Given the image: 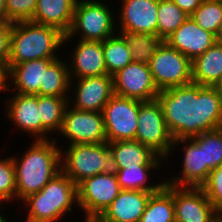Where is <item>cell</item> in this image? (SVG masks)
I'll return each mask as SVG.
<instances>
[{
  "label": "cell",
  "mask_w": 222,
  "mask_h": 222,
  "mask_svg": "<svg viewBox=\"0 0 222 222\" xmlns=\"http://www.w3.org/2000/svg\"><path fill=\"white\" fill-rule=\"evenodd\" d=\"M216 41L222 44V22L220 23L218 32L216 34Z\"/></svg>",
  "instance_id": "ee69618b"
},
{
  "label": "cell",
  "mask_w": 222,
  "mask_h": 222,
  "mask_svg": "<svg viewBox=\"0 0 222 222\" xmlns=\"http://www.w3.org/2000/svg\"><path fill=\"white\" fill-rule=\"evenodd\" d=\"M178 149V150H177ZM180 152L181 162L179 166L182 169L180 171L171 173L169 179H164L165 183L170 184L174 187H194L201 188L202 185L207 181V178L211 170L204 164L203 148L199 147L191 138H179L173 140L170 156L165 160L166 164L170 161L171 157L175 153L173 151ZM171 157V158H170ZM171 159V160H170Z\"/></svg>",
  "instance_id": "30bf717a"
},
{
  "label": "cell",
  "mask_w": 222,
  "mask_h": 222,
  "mask_svg": "<svg viewBox=\"0 0 222 222\" xmlns=\"http://www.w3.org/2000/svg\"><path fill=\"white\" fill-rule=\"evenodd\" d=\"M188 17L172 0H159L158 36L165 41Z\"/></svg>",
  "instance_id": "4dcf8cb0"
},
{
  "label": "cell",
  "mask_w": 222,
  "mask_h": 222,
  "mask_svg": "<svg viewBox=\"0 0 222 222\" xmlns=\"http://www.w3.org/2000/svg\"><path fill=\"white\" fill-rule=\"evenodd\" d=\"M117 31L158 35L159 0H118ZM119 27V28H118Z\"/></svg>",
  "instance_id": "e0dca14e"
},
{
  "label": "cell",
  "mask_w": 222,
  "mask_h": 222,
  "mask_svg": "<svg viewBox=\"0 0 222 222\" xmlns=\"http://www.w3.org/2000/svg\"><path fill=\"white\" fill-rule=\"evenodd\" d=\"M4 203L0 200V207L3 205Z\"/></svg>",
  "instance_id": "bcb514c9"
},
{
  "label": "cell",
  "mask_w": 222,
  "mask_h": 222,
  "mask_svg": "<svg viewBox=\"0 0 222 222\" xmlns=\"http://www.w3.org/2000/svg\"><path fill=\"white\" fill-rule=\"evenodd\" d=\"M113 95L114 85L111 75L70 79L68 104L78 110L102 112Z\"/></svg>",
  "instance_id": "4fadbf2b"
},
{
  "label": "cell",
  "mask_w": 222,
  "mask_h": 222,
  "mask_svg": "<svg viewBox=\"0 0 222 222\" xmlns=\"http://www.w3.org/2000/svg\"><path fill=\"white\" fill-rule=\"evenodd\" d=\"M190 17L199 27L216 35L222 22V0H203Z\"/></svg>",
  "instance_id": "d6a6232c"
},
{
  "label": "cell",
  "mask_w": 222,
  "mask_h": 222,
  "mask_svg": "<svg viewBox=\"0 0 222 222\" xmlns=\"http://www.w3.org/2000/svg\"><path fill=\"white\" fill-rule=\"evenodd\" d=\"M139 100L113 95L102 110L108 143L135 140Z\"/></svg>",
  "instance_id": "7c38bea8"
},
{
  "label": "cell",
  "mask_w": 222,
  "mask_h": 222,
  "mask_svg": "<svg viewBox=\"0 0 222 222\" xmlns=\"http://www.w3.org/2000/svg\"><path fill=\"white\" fill-rule=\"evenodd\" d=\"M7 15H6V0H0V25L8 24Z\"/></svg>",
  "instance_id": "ab89813d"
},
{
  "label": "cell",
  "mask_w": 222,
  "mask_h": 222,
  "mask_svg": "<svg viewBox=\"0 0 222 222\" xmlns=\"http://www.w3.org/2000/svg\"><path fill=\"white\" fill-rule=\"evenodd\" d=\"M88 222H112V221L104 220L100 216H96V217L90 219Z\"/></svg>",
  "instance_id": "f6af8a7d"
},
{
  "label": "cell",
  "mask_w": 222,
  "mask_h": 222,
  "mask_svg": "<svg viewBox=\"0 0 222 222\" xmlns=\"http://www.w3.org/2000/svg\"><path fill=\"white\" fill-rule=\"evenodd\" d=\"M37 0H6V15L10 23L31 21Z\"/></svg>",
  "instance_id": "e575fe53"
},
{
  "label": "cell",
  "mask_w": 222,
  "mask_h": 222,
  "mask_svg": "<svg viewBox=\"0 0 222 222\" xmlns=\"http://www.w3.org/2000/svg\"><path fill=\"white\" fill-rule=\"evenodd\" d=\"M60 138L32 140L23 153H12L16 177V202L37 193L61 171ZM14 154V155H13Z\"/></svg>",
  "instance_id": "7a4b0ae2"
},
{
  "label": "cell",
  "mask_w": 222,
  "mask_h": 222,
  "mask_svg": "<svg viewBox=\"0 0 222 222\" xmlns=\"http://www.w3.org/2000/svg\"><path fill=\"white\" fill-rule=\"evenodd\" d=\"M165 42L192 61L217 41L216 35L199 27L191 17H188Z\"/></svg>",
  "instance_id": "d6986e66"
},
{
  "label": "cell",
  "mask_w": 222,
  "mask_h": 222,
  "mask_svg": "<svg viewBox=\"0 0 222 222\" xmlns=\"http://www.w3.org/2000/svg\"><path fill=\"white\" fill-rule=\"evenodd\" d=\"M77 0H37L31 20L34 23L58 28L62 33L70 30Z\"/></svg>",
  "instance_id": "603a6c76"
},
{
  "label": "cell",
  "mask_w": 222,
  "mask_h": 222,
  "mask_svg": "<svg viewBox=\"0 0 222 222\" xmlns=\"http://www.w3.org/2000/svg\"><path fill=\"white\" fill-rule=\"evenodd\" d=\"M218 93L219 97L221 98V102H222V76L220 77V79L215 82L212 86Z\"/></svg>",
  "instance_id": "60d3db41"
},
{
  "label": "cell",
  "mask_w": 222,
  "mask_h": 222,
  "mask_svg": "<svg viewBox=\"0 0 222 222\" xmlns=\"http://www.w3.org/2000/svg\"><path fill=\"white\" fill-rule=\"evenodd\" d=\"M0 92H7V70L0 68Z\"/></svg>",
  "instance_id": "f35d334b"
},
{
  "label": "cell",
  "mask_w": 222,
  "mask_h": 222,
  "mask_svg": "<svg viewBox=\"0 0 222 222\" xmlns=\"http://www.w3.org/2000/svg\"><path fill=\"white\" fill-rule=\"evenodd\" d=\"M165 167V165H137L132 164L123 169H112L114 170L119 186L121 190H139L147 192H157L164 184L163 178L159 179L161 182H153L157 178L156 173ZM154 173V178L151 179V175ZM153 180V181H151Z\"/></svg>",
  "instance_id": "cb8c5ba5"
},
{
  "label": "cell",
  "mask_w": 222,
  "mask_h": 222,
  "mask_svg": "<svg viewBox=\"0 0 222 222\" xmlns=\"http://www.w3.org/2000/svg\"><path fill=\"white\" fill-rule=\"evenodd\" d=\"M201 189L206 193L216 213L222 219V177L208 176Z\"/></svg>",
  "instance_id": "d590c367"
},
{
  "label": "cell",
  "mask_w": 222,
  "mask_h": 222,
  "mask_svg": "<svg viewBox=\"0 0 222 222\" xmlns=\"http://www.w3.org/2000/svg\"><path fill=\"white\" fill-rule=\"evenodd\" d=\"M11 93L3 103V116L14 129L28 136V140H42V120L38 108V95ZM32 138H31V137Z\"/></svg>",
  "instance_id": "5bb4252c"
},
{
  "label": "cell",
  "mask_w": 222,
  "mask_h": 222,
  "mask_svg": "<svg viewBox=\"0 0 222 222\" xmlns=\"http://www.w3.org/2000/svg\"><path fill=\"white\" fill-rule=\"evenodd\" d=\"M192 83L213 86L222 76V44L216 42L192 60Z\"/></svg>",
  "instance_id": "d4e9b609"
},
{
  "label": "cell",
  "mask_w": 222,
  "mask_h": 222,
  "mask_svg": "<svg viewBox=\"0 0 222 222\" xmlns=\"http://www.w3.org/2000/svg\"><path fill=\"white\" fill-rule=\"evenodd\" d=\"M58 136H62V142L66 139L63 142L65 145L108 142L102 112L78 110L69 104L64 112L62 128L56 137Z\"/></svg>",
  "instance_id": "8fae6325"
},
{
  "label": "cell",
  "mask_w": 222,
  "mask_h": 222,
  "mask_svg": "<svg viewBox=\"0 0 222 222\" xmlns=\"http://www.w3.org/2000/svg\"><path fill=\"white\" fill-rule=\"evenodd\" d=\"M114 94L139 101L157 99L156 87L149 64L132 62L113 75Z\"/></svg>",
  "instance_id": "2e32d148"
},
{
  "label": "cell",
  "mask_w": 222,
  "mask_h": 222,
  "mask_svg": "<svg viewBox=\"0 0 222 222\" xmlns=\"http://www.w3.org/2000/svg\"><path fill=\"white\" fill-rule=\"evenodd\" d=\"M137 122L135 140L166 160L171 154L174 139L168 131L158 99L139 101Z\"/></svg>",
  "instance_id": "52a82bcc"
},
{
  "label": "cell",
  "mask_w": 222,
  "mask_h": 222,
  "mask_svg": "<svg viewBox=\"0 0 222 222\" xmlns=\"http://www.w3.org/2000/svg\"><path fill=\"white\" fill-rule=\"evenodd\" d=\"M108 147L112 169L127 168L129 164L165 165L163 158L137 140L115 141L108 143Z\"/></svg>",
  "instance_id": "7402d4cb"
},
{
  "label": "cell",
  "mask_w": 222,
  "mask_h": 222,
  "mask_svg": "<svg viewBox=\"0 0 222 222\" xmlns=\"http://www.w3.org/2000/svg\"><path fill=\"white\" fill-rule=\"evenodd\" d=\"M176 6L184 11L187 16H191L193 12L201 5L203 0H172Z\"/></svg>",
  "instance_id": "74e56055"
},
{
  "label": "cell",
  "mask_w": 222,
  "mask_h": 222,
  "mask_svg": "<svg viewBox=\"0 0 222 222\" xmlns=\"http://www.w3.org/2000/svg\"><path fill=\"white\" fill-rule=\"evenodd\" d=\"M57 58H45L15 64L7 70V91L39 95L44 71ZM12 88V89H11Z\"/></svg>",
  "instance_id": "ffe728a7"
},
{
  "label": "cell",
  "mask_w": 222,
  "mask_h": 222,
  "mask_svg": "<svg viewBox=\"0 0 222 222\" xmlns=\"http://www.w3.org/2000/svg\"><path fill=\"white\" fill-rule=\"evenodd\" d=\"M65 56L66 54L55 59L44 71L43 85H40L39 95L69 97L70 77Z\"/></svg>",
  "instance_id": "83f0119b"
},
{
  "label": "cell",
  "mask_w": 222,
  "mask_h": 222,
  "mask_svg": "<svg viewBox=\"0 0 222 222\" xmlns=\"http://www.w3.org/2000/svg\"><path fill=\"white\" fill-rule=\"evenodd\" d=\"M176 222H222L201 188L174 187Z\"/></svg>",
  "instance_id": "ac0fdd59"
},
{
  "label": "cell",
  "mask_w": 222,
  "mask_h": 222,
  "mask_svg": "<svg viewBox=\"0 0 222 222\" xmlns=\"http://www.w3.org/2000/svg\"><path fill=\"white\" fill-rule=\"evenodd\" d=\"M121 188L114 170L86 178L77 185L78 206L83 222L100 216L118 196Z\"/></svg>",
  "instance_id": "9c48e42d"
},
{
  "label": "cell",
  "mask_w": 222,
  "mask_h": 222,
  "mask_svg": "<svg viewBox=\"0 0 222 222\" xmlns=\"http://www.w3.org/2000/svg\"><path fill=\"white\" fill-rule=\"evenodd\" d=\"M151 194L147 191L121 190L100 217L112 222H140Z\"/></svg>",
  "instance_id": "44dd1931"
},
{
  "label": "cell",
  "mask_w": 222,
  "mask_h": 222,
  "mask_svg": "<svg viewBox=\"0 0 222 222\" xmlns=\"http://www.w3.org/2000/svg\"><path fill=\"white\" fill-rule=\"evenodd\" d=\"M7 204H3L1 207H0V222H8L9 220H8V218H9V216L7 215L6 216V214H7V211H5V212H3L2 211V209L4 210V209H6L7 208ZM4 207V208H3ZM2 211V212H1ZM6 213V214H5ZM5 214V215H4Z\"/></svg>",
  "instance_id": "b9f144b4"
},
{
  "label": "cell",
  "mask_w": 222,
  "mask_h": 222,
  "mask_svg": "<svg viewBox=\"0 0 222 222\" xmlns=\"http://www.w3.org/2000/svg\"><path fill=\"white\" fill-rule=\"evenodd\" d=\"M59 147L61 171L76 185L86 178L112 170L108 142Z\"/></svg>",
  "instance_id": "8992f818"
},
{
  "label": "cell",
  "mask_w": 222,
  "mask_h": 222,
  "mask_svg": "<svg viewBox=\"0 0 222 222\" xmlns=\"http://www.w3.org/2000/svg\"><path fill=\"white\" fill-rule=\"evenodd\" d=\"M209 176H219L222 177V163L220 166L214 170H212L209 174Z\"/></svg>",
  "instance_id": "7bdbcfd3"
},
{
  "label": "cell",
  "mask_w": 222,
  "mask_h": 222,
  "mask_svg": "<svg viewBox=\"0 0 222 222\" xmlns=\"http://www.w3.org/2000/svg\"><path fill=\"white\" fill-rule=\"evenodd\" d=\"M64 36V33L53 26L41 25L32 21L12 23L7 70L11 66L25 61L59 58L64 54V51L59 54L62 49L64 50Z\"/></svg>",
  "instance_id": "3957f363"
},
{
  "label": "cell",
  "mask_w": 222,
  "mask_h": 222,
  "mask_svg": "<svg viewBox=\"0 0 222 222\" xmlns=\"http://www.w3.org/2000/svg\"><path fill=\"white\" fill-rule=\"evenodd\" d=\"M3 157L0 158V200L10 207L13 201L16 203L15 166L12 155Z\"/></svg>",
  "instance_id": "836d02e7"
},
{
  "label": "cell",
  "mask_w": 222,
  "mask_h": 222,
  "mask_svg": "<svg viewBox=\"0 0 222 222\" xmlns=\"http://www.w3.org/2000/svg\"><path fill=\"white\" fill-rule=\"evenodd\" d=\"M22 202L24 211L27 208L25 222H61L64 216L79 209L77 185L60 171L41 191Z\"/></svg>",
  "instance_id": "277c9868"
},
{
  "label": "cell",
  "mask_w": 222,
  "mask_h": 222,
  "mask_svg": "<svg viewBox=\"0 0 222 222\" xmlns=\"http://www.w3.org/2000/svg\"><path fill=\"white\" fill-rule=\"evenodd\" d=\"M140 222H176L174 211V186L165 183L150 195Z\"/></svg>",
  "instance_id": "4316f807"
},
{
  "label": "cell",
  "mask_w": 222,
  "mask_h": 222,
  "mask_svg": "<svg viewBox=\"0 0 222 222\" xmlns=\"http://www.w3.org/2000/svg\"><path fill=\"white\" fill-rule=\"evenodd\" d=\"M127 43L133 62L149 64L163 40L155 34L117 31Z\"/></svg>",
  "instance_id": "f1b7e54d"
},
{
  "label": "cell",
  "mask_w": 222,
  "mask_h": 222,
  "mask_svg": "<svg viewBox=\"0 0 222 222\" xmlns=\"http://www.w3.org/2000/svg\"><path fill=\"white\" fill-rule=\"evenodd\" d=\"M105 0H77L70 30L64 39L105 41L117 33L115 7ZM77 36V37H76ZM73 39V40H72Z\"/></svg>",
  "instance_id": "5b68a950"
},
{
  "label": "cell",
  "mask_w": 222,
  "mask_h": 222,
  "mask_svg": "<svg viewBox=\"0 0 222 222\" xmlns=\"http://www.w3.org/2000/svg\"><path fill=\"white\" fill-rule=\"evenodd\" d=\"M73 46L70 39H64L63 47L70 51L67 52V63L70 79H80L83 77L102 76L107 74L103 54V41H86L76 39ZM68 44V45H67ZM70 57V58H69Z\"/></svg>",
  "instance_id": "9a60e30c"
},
{
  "label": "cell",
  "mask_w": 222,
  "mask_h": 222,
  "mask_svg": "<svg viewBox=\"0 0 222 222\" xmlns=\"http://www.w3.org/2000/svg\"><path fill=\"white\" fill-rule=\"evenodd\" d=\"M191 139L203 148L204 164L212 171L222 163V128L204 132Z\"/></svg>",
  "instance_id": "1f68e13d"
},
{
  "label": "cell",
  "mask_w": 222,
  "mask_h": 222,
  "mask_svg": "<svg viewBox=\"0 0 222 222\" xmlns=\"http://www.w3.org/2000/svg\"><path fill=\"white\" fill-rule=\"evenodd\" d=\"M12 23L0 25V68L7 70L10 56Z\"/></svg>",
  "instance_id": "8d00e7d4"
},
{
  "label": "cell",
  "mask_w": 222,
  "mask_h": 222,
  "mask_svg": "<svg viewBox=\"0 0 222 222\" xmlns=\"http://www.w3.org/2000/svg\"><path fill=\"white\" fill-rule=\"evenodd\" d=\"M103 54L107 74L111 76L133 62L127 43L119 33L103 41Z\"/></svg>",
  "instance_id": "f546056e"
},
{
  "label": "cell",
  "mask_w": 222,
  "mask_h": 222,
  "mask_svg": "<svg viewBox=\"0 0 222 222\" xmlns=\"http://www.w3.org/2000/svg\"><path fill=\"white\" fill-rule=\"evenodd\" d=\"M192 61L165 41L154 53L149 68L159 91L192 83Z\"/></svg>",
  "instance_id": "ba28073f"
},
{
  "label": "cell",
  "mask_w": 222,
  "mask_h": 222,
  "mask_svg": "<svg viewBox=\"0 0 222 222\" xmlns=\"http://www.w3.org/2000/svg\"><path fill=\"white\" fill-rule=\"evenodd\" d=\"M157 99L174 140L222 128V102L212 86L172 87L160 91Z\"/></svg>",
  "instance_id": "6da1fadb"
},
{
  "label": "cell",
  "mask_w": 222,
  "mask_h": 222,
  "mask_svg": "<svg viewBox=\"0 0 222 222\" xmlns=\"http://www.w3.org/2000/svg\"><path fill=\"white\" fill-rule=\"evenodd\" d=\"M10 220H11V222H14V220H12V219H10V218H9V221H8V222H10ZM15 222H16V221H15ZM23 222H25V221H23Z\"/></svg>",
  "instance_id": "7dc6e473"
},
{
  "label": "cell",
  "mask_w": 222,
  "mask_h": 222,
  "mask_svg": "<svg viewBox=\"0 0 222 222\" xmlns=\"http://www.w3.org/2000/svg\"><path fill=\"white\" fill-rule=\"evenodd\" d=\"M68 98L38 95V108H40L42 120V140L53 139L60 132L64 112L68 106Z\"/></svg>",
  "instance_id": "484cf974"
}]
</instances>
